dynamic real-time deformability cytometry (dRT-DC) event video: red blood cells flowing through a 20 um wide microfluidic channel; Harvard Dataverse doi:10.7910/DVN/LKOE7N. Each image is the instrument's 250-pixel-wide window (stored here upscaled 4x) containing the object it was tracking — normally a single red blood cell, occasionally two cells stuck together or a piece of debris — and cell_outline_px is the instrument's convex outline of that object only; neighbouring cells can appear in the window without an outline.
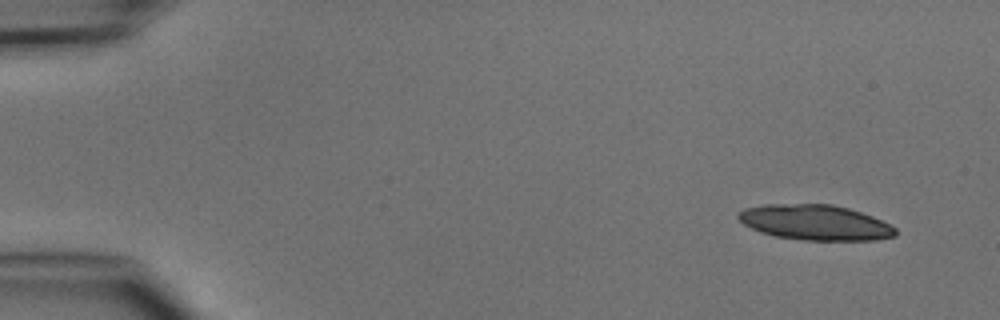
{"species": "common noctule bat (a hibernating species)", "species_latin": "Nyctalus noctula", "temperature_condition": "cold", "stored_images_in_passage": 4, "camera_frame_rate_fps": 3000, "um_per_image_px": 0.085, "animal": {"sex": "male", "body_mass_g": 15.6}, "frame": {"image": 1, "passage_image": 1, "time_ms": 0.0, "image_size_px": [1000, 320], "cell_outline_px": [[896, 236], [872, 240], [804, 240], [776, 236], [760, 232], [744, 224], [736, 216], [744, 208], [764, 204], [832, 204], [848, 208], [872, 216], [896, 228]], "centroid_in_image_um": [69.27, 18.9], "position_along_channel_um": 15.7, "area_um2": 32.14}}